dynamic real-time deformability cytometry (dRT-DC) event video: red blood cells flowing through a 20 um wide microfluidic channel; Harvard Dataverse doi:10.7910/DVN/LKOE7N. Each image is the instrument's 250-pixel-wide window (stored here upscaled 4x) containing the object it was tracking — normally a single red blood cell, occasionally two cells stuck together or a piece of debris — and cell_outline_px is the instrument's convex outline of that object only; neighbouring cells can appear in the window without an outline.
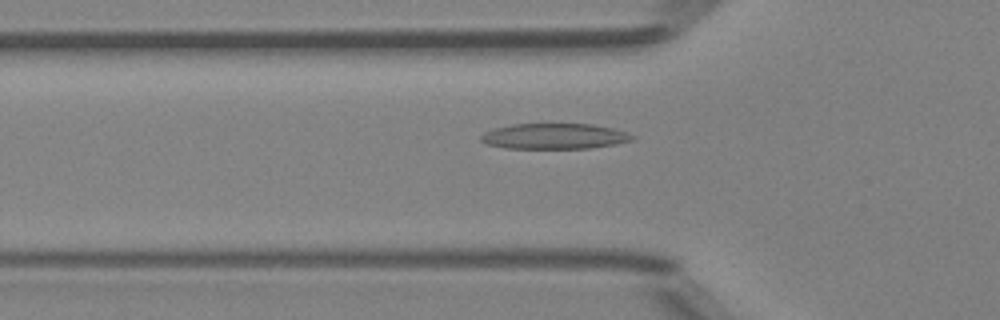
{"species": "Egyptian fruit bat (a non-hibernating species)", "species_latin": "Rousettus aegyptiacus", "temperature_condition": "room temperature", "stored_images_in_passage": 32, "camera_frame_rate_fps": 3000, "um_per_image_px": 0.085, "animal": {"sex": "female"}, "frame": {"image": 1, "passage_image": 2, "time_ms": 0.333, "image_size_px": [1000, 320], "cell_outline_px": [[636, 136], [632, 140], [616, 144], [588, 148], [504, 148], [484, 144], [480, 140], [480, 136], [484, 132], [496, 128], [512, 124], [592, 124], [612, 128]], "centroid_in_image_um": [47.08, 11.58], "position_along_channel_um": 78.7, "area_um2": 22.48}}
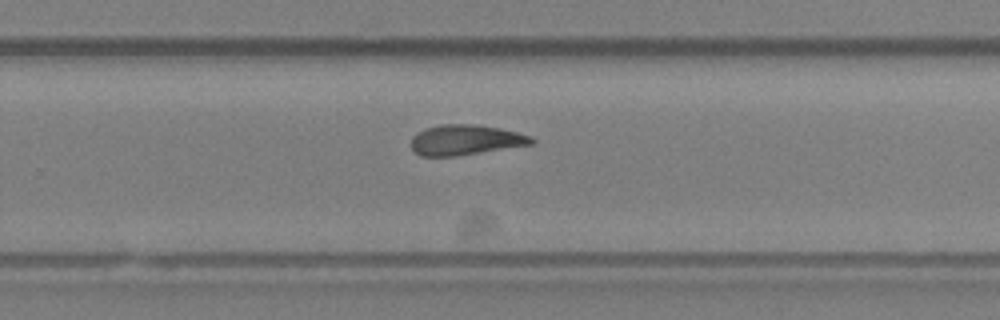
{"frame": {"image": 2, "passage_image": 18, "time_ms": 5.667, "image_size_px": [1000, 320], "cell_outline_px": [[536, 140], [532, 144], [456, 156], [420, 156], [412, 148], [412, 136], [416, 132], [424, 128], [440, 124], [476, 124], [500, 128], [532, 136]], "centroid_in_image_um": [39.55, 11.88], "position_along_channel_um": 290.2, "area_um2": 21.27}}
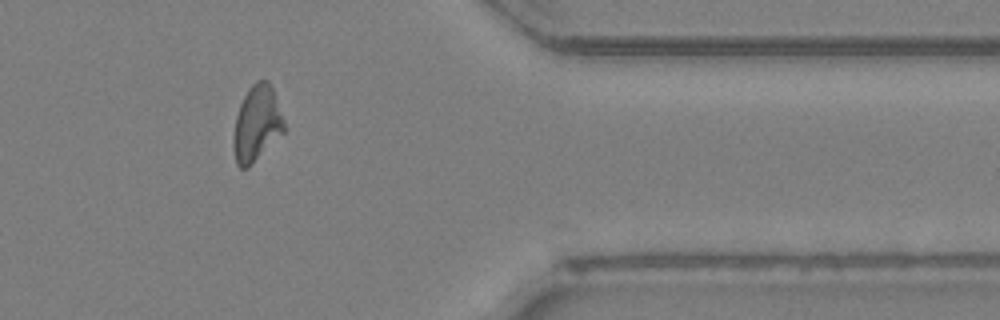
{"frame": {"image": 3, "passage_image": 27, "time_ms": 8.667, "image_size_px": [1000, 320], "cell_outline_px": [[284, 132], [248, 168], [240, 168], [236, 164], [232, 148], [232, 136], [236, 116], [240, 104], [248, 88], [256, 80], [268, 80], [272, 84], [284, 120]], "centroid_in_image_um": [21.81, 10.5], "position_along_channel_um": 389.6, "area_um2": 22.66}, "authors_computed_cell_mechanics": {"area_um2": 21.5594, "velocity_mm_per_s": 3.9686, "shape_relaxation_time_tau1_ms": 8.8799, "shape_relaxation_time_tau2_ms": 3.7235, "deformation_change_tau1": 0.2416, "deformation_change_tau2": 0.125}}